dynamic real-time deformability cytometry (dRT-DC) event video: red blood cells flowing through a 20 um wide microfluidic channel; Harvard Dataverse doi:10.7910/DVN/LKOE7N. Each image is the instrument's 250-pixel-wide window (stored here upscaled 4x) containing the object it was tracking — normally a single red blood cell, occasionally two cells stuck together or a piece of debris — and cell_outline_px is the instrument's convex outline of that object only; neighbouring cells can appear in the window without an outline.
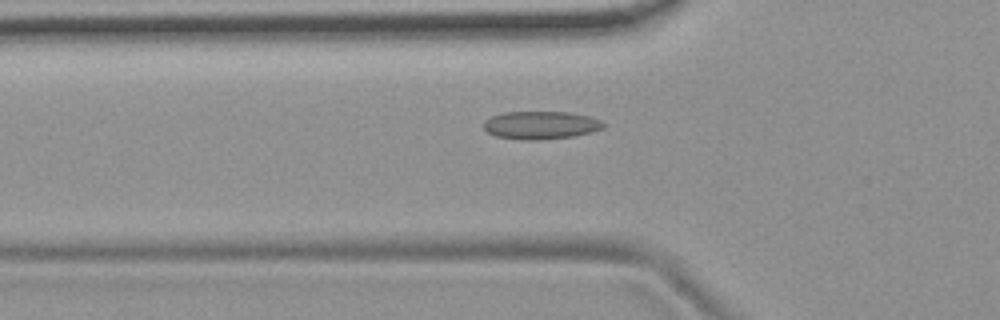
{"species": "common noctule bat (a hibernating species)", "species_latin": "Nyctalus noctula", "temperature_condition": "room temperature", "stored_images_in_passage": 41, "camera_frame_rate_fps": 3000, "um_per_image_px": 0.085, "animal": {"sex": "female", "body_mass_g": 19.9}, "frame": {"image": 1, "passage_image": 7, "time_ms": 2.0, "image_size_px": [1000, 320], "cell_outline_px": [[608, 124], [604, 128], [592, 132], [572, 136], [540, 140], [524, 140], [496, 136], [488, 132], [484, 128], [484, 120], [492, 116], [504, 112], [568, 112], [588, 116], [604, 120]], "centroid_in_image_um": [46.02, 10.63], "position_along_channel_um": 79.8, "area_um2": 19.65}}
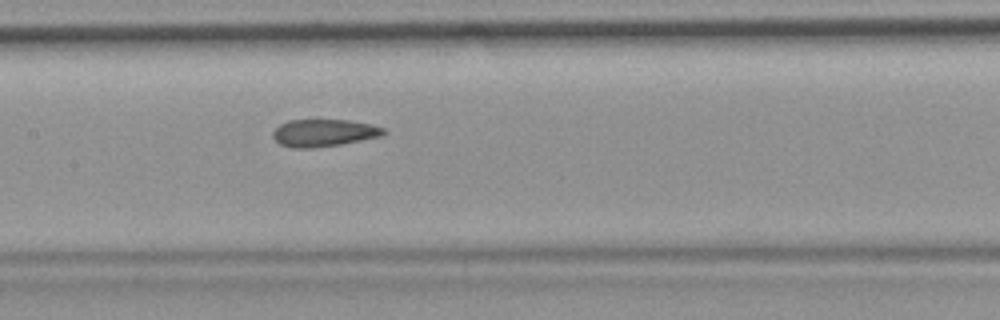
{"frame": {"image": 2, "passage_image": 15, "time_ms": 4.667, "image_size_px": [1000, 320], "cell_outline_px": [[388, 132], [384, 136], [340, 144], [312, 148], [292, 148], [280, 144], [272, 136], [272, 132], [280, 124], [288, 120], [348, 120], [372, 124], [384, 128]], "centroid_in_image_um": [27.56, 11.29], "position_along_channel_um": 179.8, "area_um2": 17.74}}
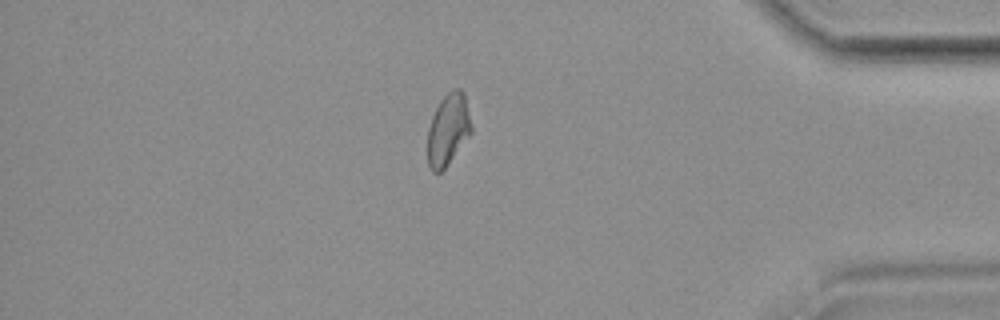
{"frame": {"image": 3, "passage_image": 35, "time_ms": 11.333, "image_size_px": [1000, 320], "cell_outline_px": [[472, 132], [448, 164], [440, 172], [432, 172], [428, 164], [428, 128], [432, 116], [440, 100], [452, 88], [460, 88], [464, 92], [472, 128]], "centroid_in_image_um": [38.09, 10.99], "position_along_channel_um": 397.1, "area_um2": 18.21}, "authors_computed_cell_mechanics": {"area_um2": 18.3226, "velocity_mm_per_s": 3.7322, "shape_relaxation_time_tau1_ms": null, "shape_relaxation_time_tau2_ms": 2.1338, "deformation_change_tau1": null, "deformation_change_tau2": 0.0758}}